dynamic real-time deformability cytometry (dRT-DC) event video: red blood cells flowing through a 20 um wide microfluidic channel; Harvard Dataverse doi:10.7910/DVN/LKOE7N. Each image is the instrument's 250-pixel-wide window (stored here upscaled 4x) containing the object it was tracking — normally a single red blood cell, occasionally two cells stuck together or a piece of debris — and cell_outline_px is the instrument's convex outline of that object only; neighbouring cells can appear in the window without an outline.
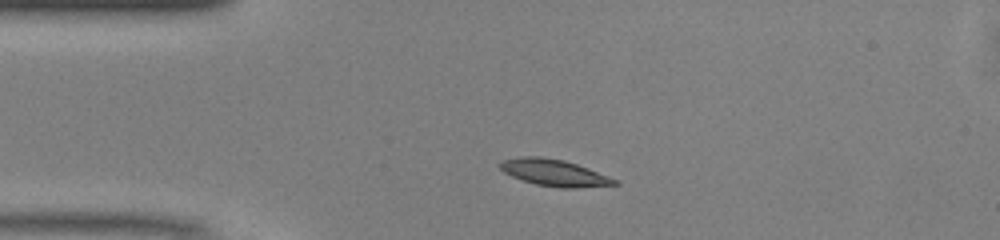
{"species": "common noctule bat (a hibernating species)", "species_latin": "Nyctalus noctula", "temperature_condition": "warm", "stored_images_in_passage": 39, "camera_frame_rate_fps": 3000, "um_per_image_px": 0.085, "animal": {"sex": "male", "body_mass_g": 13.0, "forearm_length_mm": 53.1}, "frame": {"image": 1, "passage_image": 1, "time_ms": 0.0, "image_size_px": [1000, 240], "cell_outline_px": [[620, 184], [576, 188], [560, 188], [536, 184], [512, 176], [504, 172], [496, 164], [504, 160], [520, 156], [540, 156], [564, 160], [588, 168], [620, 180]], "centroid_in_image_um": [47.14, 14.68], "position_along_channel_um": 37.9, "area_um2": 17.86}}
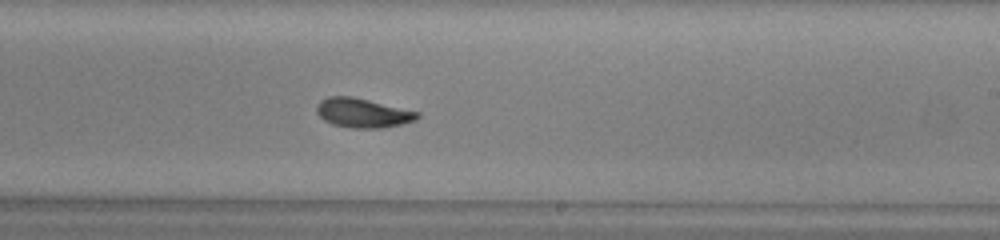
{"frame": {"image": 2, "passage_image": 19, "time_ms": 6.0, "image_size_px": [1000, 240], "cell_outline_px": [[420, 116], [416, 120], [404, 124], [380, 128], [352, 128], [332, 124], [324, 120], [316, 112], [316, 104], [320, 100], [328, 96], [352, 96], [420, 112]], "centroid_in_image_um": [30.83, 9.6], "position_along_channel_um": 258.2, "area_um2": 17.34}}
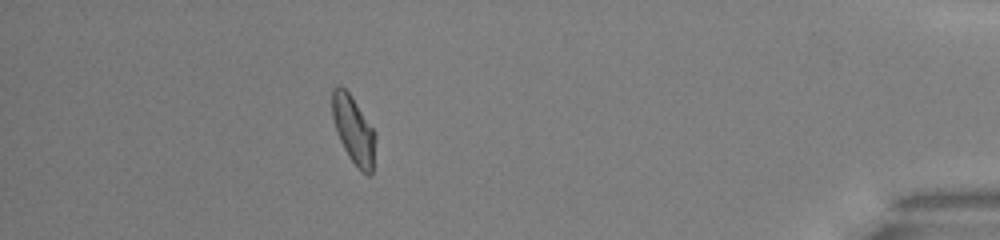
{"frame": {"image": 3, "passage_image": 34, "time_ms": 11.0, "image_size_px": [1000, 240], "cell_outline_px": [[376, 140], [372, 176], [368, 176], [360, 172], [348, 156], [336, 132], [332, 116], [332, 88], [336, 84], [340, 84], [352, 96], [376, 132]], "centroid_in_image_um": [30.07, 11.06], "position_along_channel_um": 405.1, "area_um2": 17.51}, "authors_computed_cell_mechanics": {"area_um2": 17.34, "velocity_mm_per_s": 4.1, "shape_relaxation_time_tau1_ms": 3.0105, "shape_relaxation_time_tau2_ms": 3.2336, "deformation_change_tau1": 0.1273, "deformation_change_tau2": 0.0474}}